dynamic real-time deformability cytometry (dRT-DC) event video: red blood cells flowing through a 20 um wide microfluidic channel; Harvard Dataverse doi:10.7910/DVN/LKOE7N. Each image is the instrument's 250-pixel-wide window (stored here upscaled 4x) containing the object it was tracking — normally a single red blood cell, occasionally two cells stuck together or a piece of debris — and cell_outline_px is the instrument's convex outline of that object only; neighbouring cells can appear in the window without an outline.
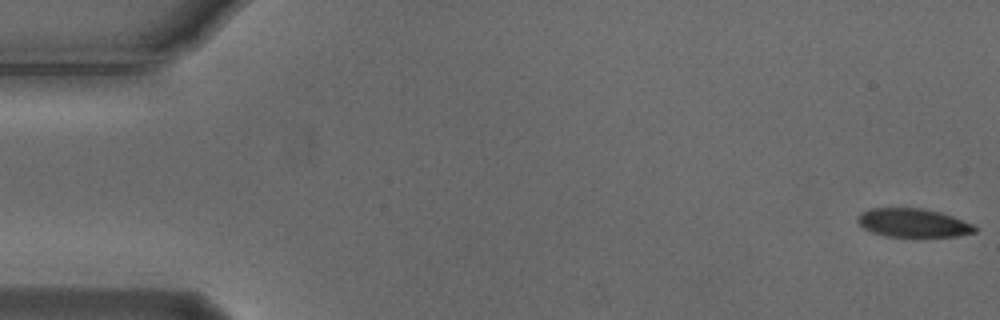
{"species": "Egyptian fruit bat (a non-hibernating species)", "species_latin": "Rousettus aegyptiacus", "temperature_condition": "cold", "stored_images_in_passage": 56, "camera_frame_rate_fps": 3000, "um_per_image_px": 0.085, "animal": {"sex": "male"}, "frame": {"image": 1, "passage_image": 1, "time_ms": 0.0, "image_size_px": [1000, 320], "cell_outline_px": [[976, 232], [956, 236], [888, 236], [872, 232], [864, 228], [856, 220], [856, 216], [860, 212], [868, 208], [920, 208], [940, 212], [952, 216], [972, 224], [976, 228]], "centroid_in_image_um": [77.57, 18.93], "position_along_channel_um": 7.4, "area_um2": 19.36}}
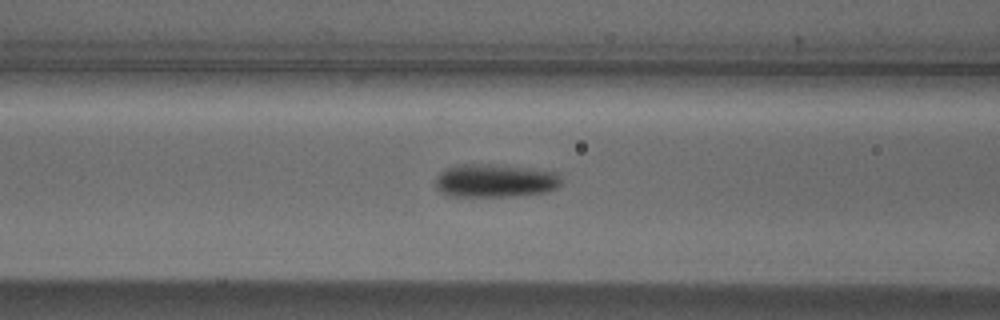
{"frame": {"image": 2, "passage_image": 22, "time_ms": 7.0, "image_size_px": [1000, 320], "cell_outline_px": [[560, 184], [556, 188], [544, 192], [516, 196], [444, 196], [436, 188], [436, 176], [440, 172], [448, 168], [464, 164], [484, 164], [528, 168], [560, 172]], "centroid_in_image_um": [42.07, 15.37], "position_along_channel_um": 124.5, "area_um2": 24.33}}
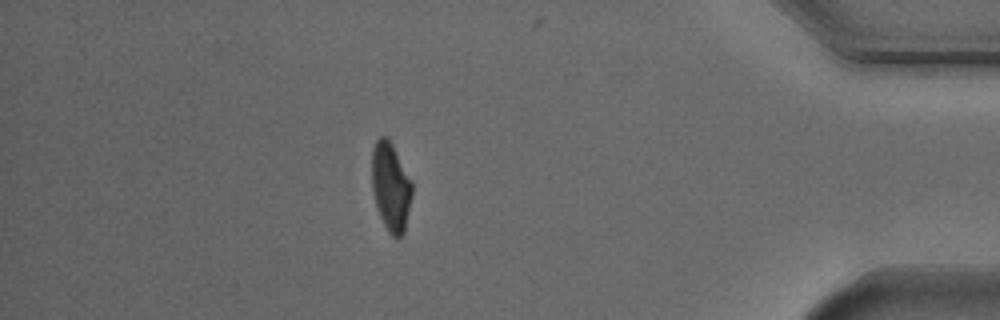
{"frame": {"image": 3, "passage_image": 48, "time_ms": 15.667, "image_size_px": [1000, 320], "cell_outline_px": [[412, 196], [404, 232], [396, 240], [388, 232], [380, 216], [376, 204], [372, 188], [372, 148], [376, 140], [380, 136], [388, 136], [412, 180]], "centroid_in_image_um": [33.22, 15.85], "position_along_channel_um": 402.0, "area_um2": 20.92}, "authors_computed_cell_mechanics": {"area_um2": 22.0218, "velocity_mm_per_s": 3.7307, "shape_relaxation_time_tau1_ms": 3.0153, "shape_relaxation_time_tau2_ms": 1.6193, "deformation_change_tau1": 0.1297, "deformation_change_tau2": 0.0577}}